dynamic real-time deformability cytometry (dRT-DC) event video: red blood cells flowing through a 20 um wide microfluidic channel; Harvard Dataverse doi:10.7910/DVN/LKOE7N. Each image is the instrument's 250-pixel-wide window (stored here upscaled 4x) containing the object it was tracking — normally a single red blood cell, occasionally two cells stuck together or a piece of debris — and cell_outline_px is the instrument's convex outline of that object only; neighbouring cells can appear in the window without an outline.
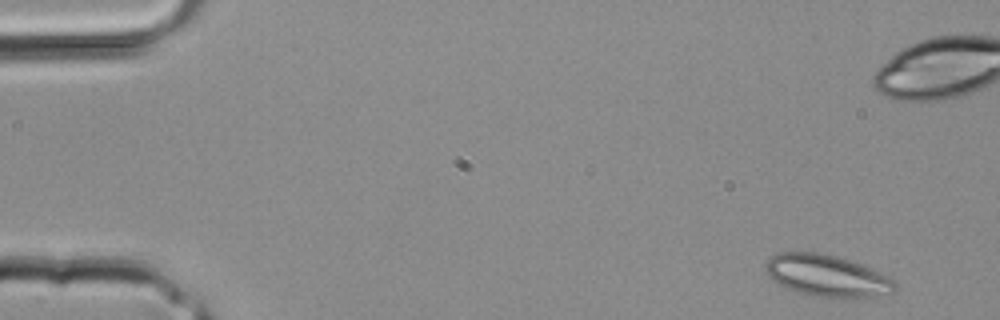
{"species": "common noctule bat (a hibernating species)", "species_latin": "Nyctalus noctula", "temperature_condition": "room temperature", "stored_images_in_passage": 4, "camera_frame_rate_fps": 3000, "um_per_image_px": 0.085, "animal": {"sex": "male", "body_mass_g": 20.4}, "frame": {"image": 1, "passage_image": 1, "time_ms": 0.0, "image_size_px": [1000, 320], "cell_outline_px": [[896, 292], [876, 300], [820, 296], [800, 292], [788, 288], [768, 276], [764, 272], [764, 264], [772, 256], [780, 252], [816, 252], [836, 256], [860, 264], [880, 272], [896, 280]], "centroid_in_image_um": [70.41, 23.47], "position_along_channel_um": 14.6, "area_um2": 31.96}}